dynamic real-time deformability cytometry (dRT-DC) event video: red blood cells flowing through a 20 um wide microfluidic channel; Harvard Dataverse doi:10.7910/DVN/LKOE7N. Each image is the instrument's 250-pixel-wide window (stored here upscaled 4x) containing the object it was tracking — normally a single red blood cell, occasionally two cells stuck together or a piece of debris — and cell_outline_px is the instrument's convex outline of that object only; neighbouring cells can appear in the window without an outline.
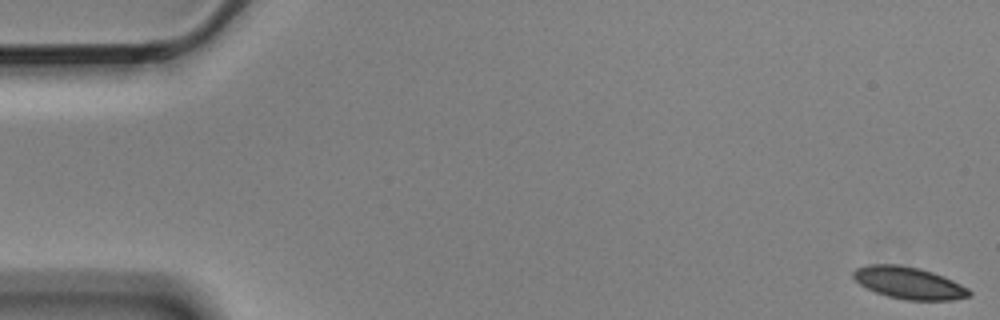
{"species": "Egyptian fruit bat (a non-hibernating species)", "species_latin": "Rousettus aegyptiacus", "temperature_condition": "cold", "stored_images_in_passage": 5, "camera_frame_rate_fps": 3000, "um_per_image_px": 0.085, "animal": {"sex": "male"}, "frame": {"image": 1, "passage_image": 1, "time_ms": 0.0, "image_size_px": [1000, 320], "cell_outline_px": [[972, 296], [952, 300], [908, 300], [888, 296], [876, 292], [860, 284], [852, 276], [852, 272], [856, 268], [868, 264], [896, 264], [920, 268], [944, 276], [968, 288], [972, 292]], "centroid_in_image_um": [77.27, 24.04], "position_along_channel_um": 7.7, "area_um2": 21.62}}
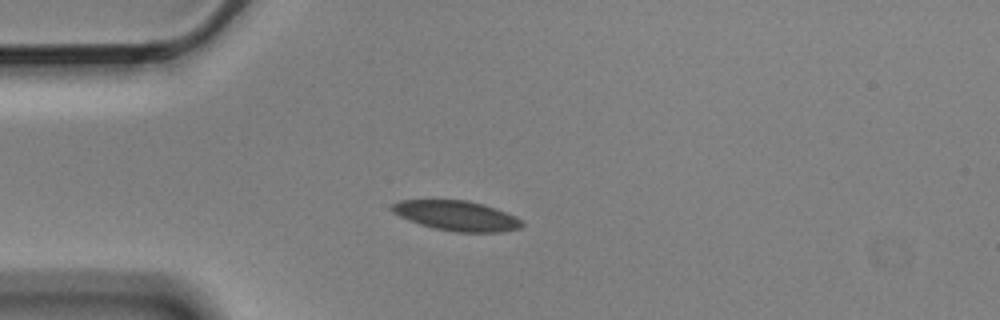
{"frame": {"image": 2, "passage_image": 5, "time_ms": 1.333, "image_size_px": [1000, 320], "cell_outline_px": [[524, 224], [520, 228], [500, 232], [456, 232], [432, 228], [408, 220], [392, 212], [388, 208], [392, 204], [400, 200], [468, 200], [484, 204], [496, 208], [516, 216]], "centroid_in_image_um": [38.8, 18.33], "position_along_channel_um": 46.2, "area_um2": 22.83}}